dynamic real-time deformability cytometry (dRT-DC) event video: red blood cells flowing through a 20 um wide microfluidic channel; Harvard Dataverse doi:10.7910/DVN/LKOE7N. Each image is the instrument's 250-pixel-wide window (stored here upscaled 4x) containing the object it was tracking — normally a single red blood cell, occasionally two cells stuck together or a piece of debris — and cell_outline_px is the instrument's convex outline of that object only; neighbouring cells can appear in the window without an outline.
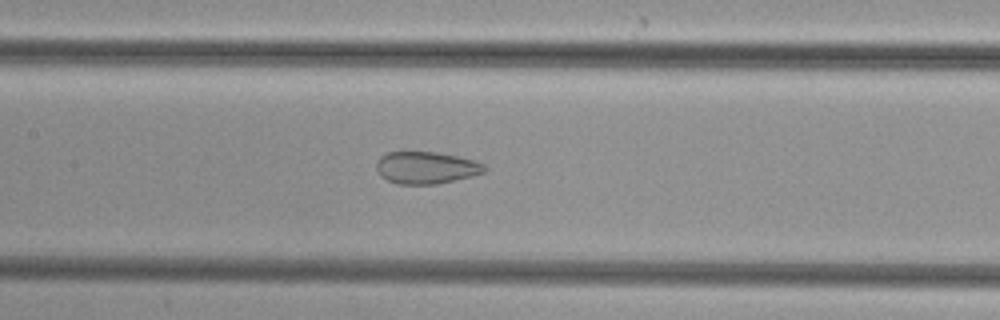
{"species": "common noctule bat (a hibernating species)", "species_latin": "Nyctalus noctula", "temperature_condition": "cold", "stored_images_in_passage": 40, "camera_frame_rate_fps": 3000, "um_per_image_px": 0.085, "animal": {"sex": "female", "body_mass_g": 29.2, "forearm_length_mm": 56.3}, "frame": {"image": 1, "passage_image": 14, "time_ms": 4.333, "image_size_px": [1000, 320], "cell_outline_px": [[488, 168], [484, 172], [472, 176], [436, 184], [396, 184], [380, 176], [376, 168], [376, 164], [380, 156], [388, 152], [436, 152], [456, 156], [472, 160], [484, 164]], "centroid_in_image_um": [36.2, 14.26], "position_along_channel_um": 171.2, "area_um2": 20.17}}
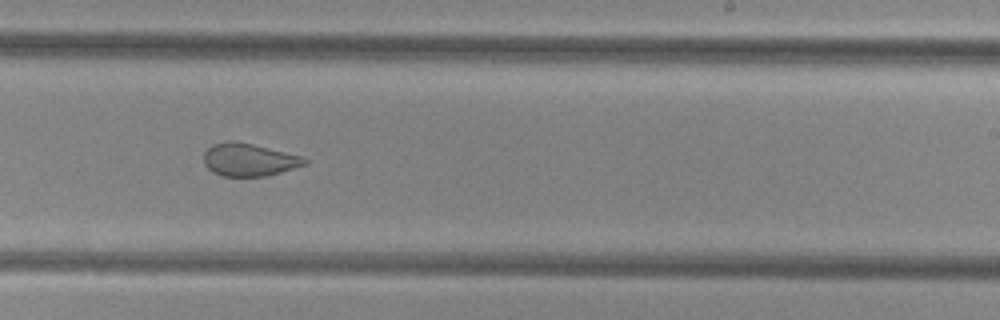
{"frame": {"image": 2, "passage_image": 21, "time_ms": 6.667, "image_size_px": [1000, 320], "cell_outline_px": [[308, 164], [268, 176], [224, 176], [212, 172], [204, 164], [204, 152], [212, 144], [228, 140], [232, 140], [252, 144], [300, 156], [308, 160]], "centroid_in_image_um": [21.14, 13.58], "position_along_channel_um": 267.9, "area_um2": 19.19}}
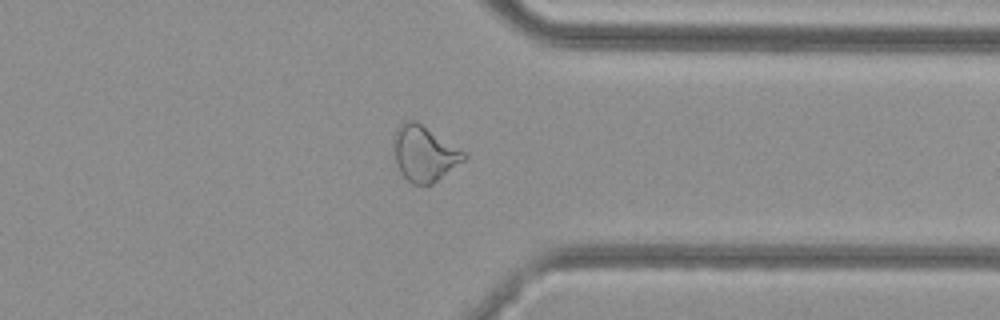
{"frame": {"image": 3, "passage_image": 29, "time_ms": 9.333, "image_size_px": [1000, 320], "cell_outline_px": [[468, 156], [464, 160], [432, 184], [412, 184], [400, 172], [396, 164], [392, 148], [392, 140], [396, 128], [404, 120], [416, 120], [468, 152]], "centroid_in_image_um": [36.05, 13.01], "position_along_channel_um": 375.4, "area_um2": 23.18}}